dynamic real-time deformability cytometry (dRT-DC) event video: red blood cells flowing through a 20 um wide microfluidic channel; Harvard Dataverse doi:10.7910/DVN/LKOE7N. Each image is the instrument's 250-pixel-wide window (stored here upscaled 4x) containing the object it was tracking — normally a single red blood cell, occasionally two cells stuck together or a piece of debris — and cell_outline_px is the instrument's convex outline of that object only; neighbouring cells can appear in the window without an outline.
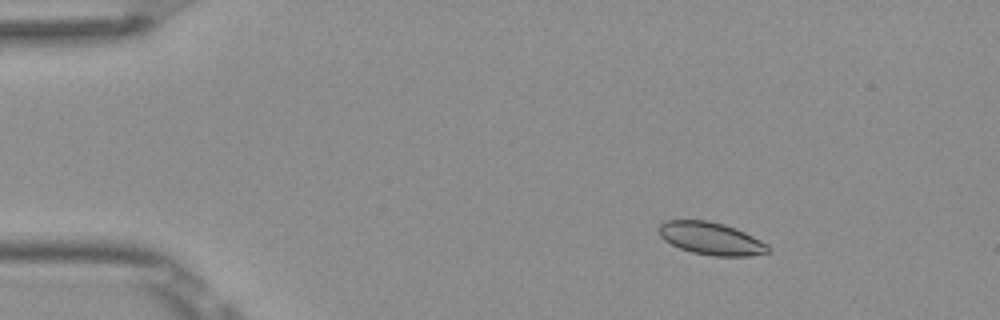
{"species": "Egyptian fruit bat (a non-hibernating species)", "species_latin": "Rousettus aegyptiacus", "temperature_condition": "room temperature", "stored_images_in_passage": 5, "camera_frame_rate_fps": 3000, "um_per_image_px": 0.085, "frame": {"image": 1, "passage_image": 3, "time_ms": 0.667, "image_size_px": [1000, 320], "cell_outline_px": [[768, 252], [748, 256], [712, 256], [692, 252], [680, 248], [664, 240], [656, 232], [656, 228], [664, 220], [708, 220], [724, 224], [744, 232], [768, 244]], "centroid_in_image_um": [60.37, 20.26], "position_along_channel_um": 24.6, "area_um2": 20.75}}
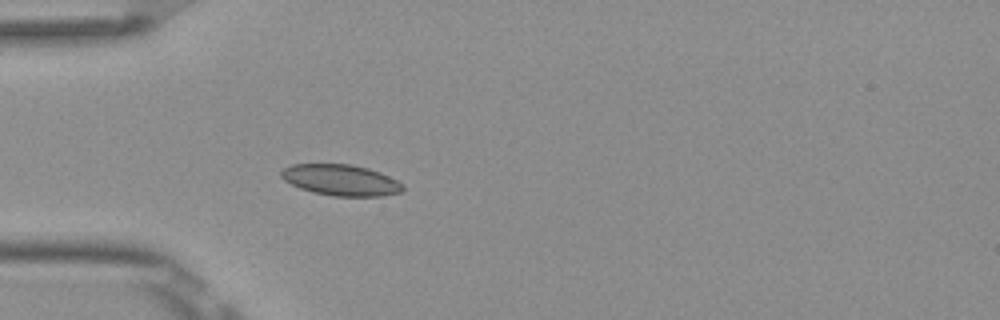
{"frame": {"image": 2, "passage_image": 5, "time_ms": 1.333, "image_size_px": [1000, 320], "cell_outline_px": [[404, 188], [400, 192], [380, 196], [332, 196], [312, 192], [300, 188], [284, 180], [280, 176], [280, 172], [284, 168], [292, 164], [352, 164], [368, 168], [380, 172], [404, 184]], "centroid_in_image_um": [28.96, 15.3], "position_along_channel_um": 56.0, "area_um2": 22.02}}